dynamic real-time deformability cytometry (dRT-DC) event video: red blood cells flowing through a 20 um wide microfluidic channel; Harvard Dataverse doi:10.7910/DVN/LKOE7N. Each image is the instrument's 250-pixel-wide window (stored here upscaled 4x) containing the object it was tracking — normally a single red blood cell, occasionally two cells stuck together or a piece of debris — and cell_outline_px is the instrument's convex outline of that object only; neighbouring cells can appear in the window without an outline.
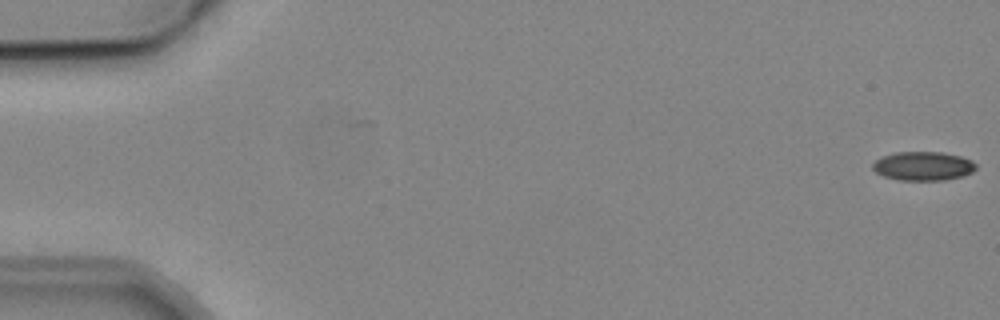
{"species": "common noctule bat (a hibernating species)", "species_latin": "Nyctalus noctula", "temperature_condition": "cold", "stored_images_in_passage": 8, "camera_frame_rate_fps": 3000, "um_per_image_px": 0.085, "animal": {"sex": "male", "body_mass_g": 19.2, "forearm_length_mm": 51.8}, "frame": {"image": 1, "passage_image": 1, "time_ms": 0.0, "image_size_px": [1000, 320], "cell_outline_px": [[976, 168], [972, 172], [964, 176], [944, 180], [900, 180], [884, 176], [876, 172], [872, 168], [872, 164], [876, 160], [884, 156], [896, 152], [944, 152], [960, 156], [972, 160], [976, 164]], "centroid_in_image_um": [78.49, 14.11], "position_along_channel_um": 6.5, "area_um2": 17.4}}
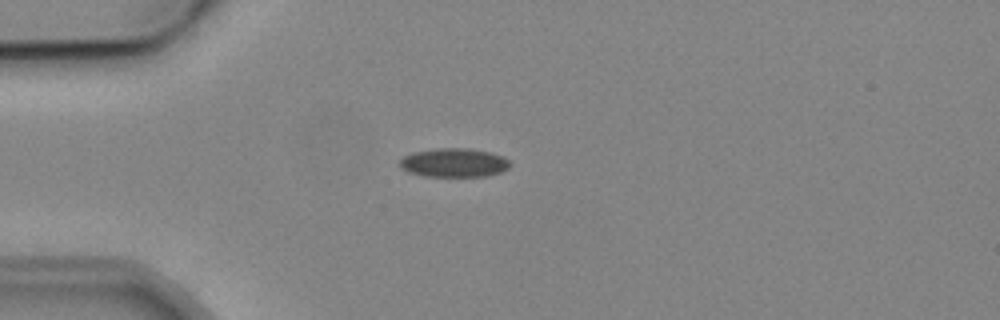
{"frame": {"image": 2, "passage_image": 5, "time_ms": 4.667, "image_size_px": [1000, 320], "cell_outline_px": [[512, 164], [508, 168], [500, 172], [488, 176], [424, 176], [408, 172], [400, 168], [400, 160], [404, 156], [412, 152], [440, 148], [468, 148], [492, 152], [504, 156]], "centroid_in_image_um": [38.61, 13.82], "position_along_channel_um": 46.4, "area_um2": 18.67}}
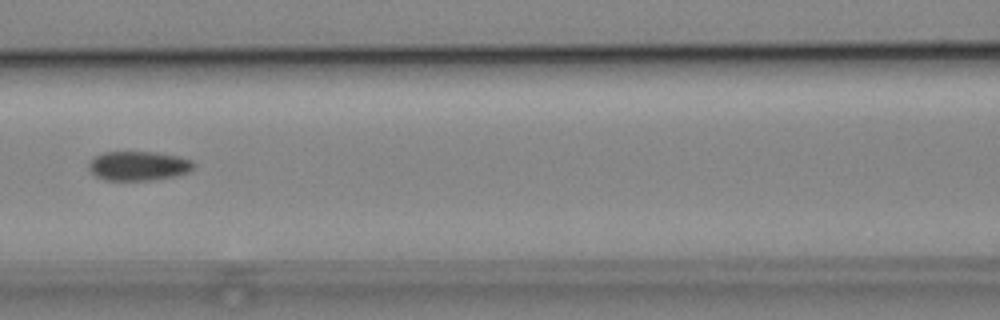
{"frame": {"image": 3, "passage_image": 8, "time_ms": 8.0, "image_size_px": [1000, 320], "cell_outline_px": [[196, 164], [188, 172], [172, 176], [152, 180], [104, 180], [96, 176], [88, 168], [88, 164], [96, 156], [104, 152], [152, 152], [176, 156], [192, 160]], "centroid_in_image_um": [11.75, 14.1], "position_along_channel_um": 154.8, "area_um2": 17.69}}